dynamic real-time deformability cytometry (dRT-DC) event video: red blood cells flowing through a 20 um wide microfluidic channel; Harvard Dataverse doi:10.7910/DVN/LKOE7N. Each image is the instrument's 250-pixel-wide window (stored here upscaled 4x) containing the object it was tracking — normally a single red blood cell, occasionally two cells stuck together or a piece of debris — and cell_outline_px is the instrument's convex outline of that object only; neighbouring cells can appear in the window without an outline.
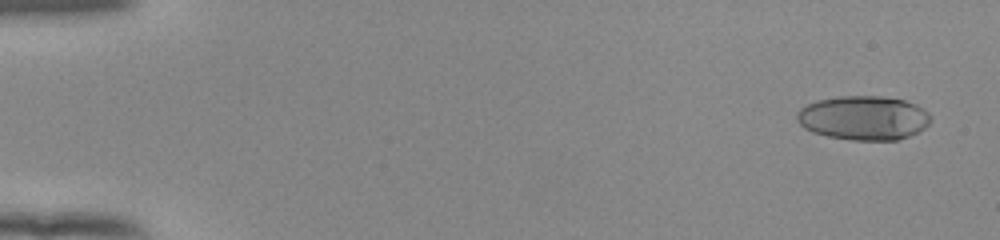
{"species": "human", "species_latin": "Homo sapiens", "temperature_condition": "room temperature", "stored_images_in_passage": 52, "camera_frame_rate_fps": 3000, "um_per_image_px": 0.085, "donor": {"sex": "female"}, "frame": {"image": 1, "passage_image": 1, "time_ms": 0.0, "image_size_px": [1000, 240], "cell_outline_px": [[932, 120], [924, 128], [908, 136], [896, 140], [848, 140], [828, 136], [812, 132], [804, 128], [796, 120], [796, 112], [800, 108], [816, 100], [840, 96], [880, 96], [904, 100], [916, 104], [928, 112], [932, 116]], "centroid_in_image_um": [73.39, 10.02], "position_along_channel_um": 11.6, "area_um2": 34.62}}
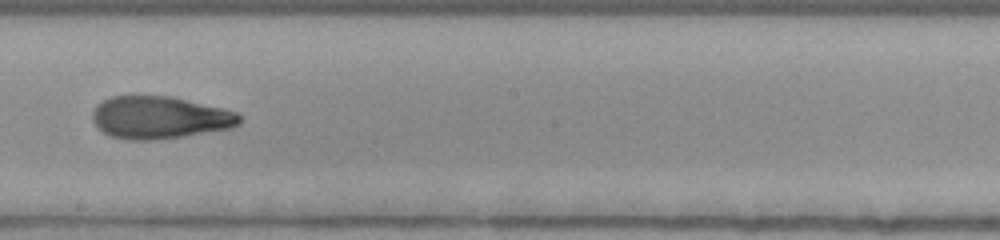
{"frame": {"image": 2, "passage_image": 30, "time_ms": 9.667, "image_size_px": [1000, 240], "cell_outline_px": [[240, 124], [232, 128], [156, 140], [128, 140], [112, 136], [104, 132], [92, 120], [92, 112], [96, 104], [112, 96], [172, 96], [236, 112], [240, 116]], "centroid_in_image_um": [13.55, 9.99], "position_along_channel_um": 234.7, "area_um2": 36.13}}
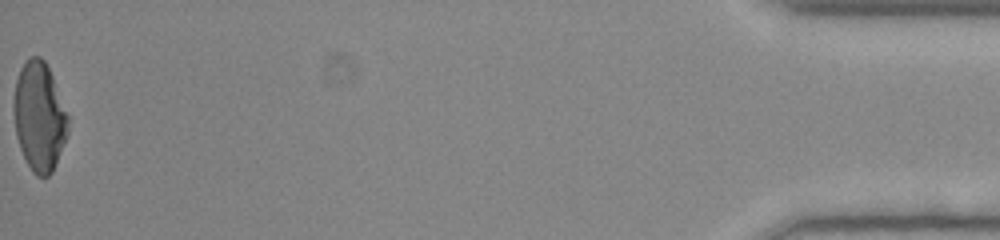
{"frame": {"image": 3, "passage_image": 52, "time_ms": 17.0, "image_size_px": [1000, 240], "cell_outline_px": [[68, 136], [52, 172], [48, 176], [36, 176], [32, 172], [20, 148], [16, 136], [12, 108], [12, 104], [16, 80], [20, 68], [24, 60], [28, 56], [40, 56], [44, 60], [52, 76], [68, 116]], "centroid_in_image_um": [3.32, 9.9], "position_along_channel_um": 431.9, "area_um2": 34.74}, "authors_computed_cell_mechanics": {"area_um2": 35.6337, "velocity_mm_per_s": 3.9386, "shape_relaxation_time_tau1_ms": 6.6331, "shape_relaxation_time_tau2_ms": 1.4525, "deformation_change_tau1": 0.2637, "deformation_change_tau2": 0.0897}}